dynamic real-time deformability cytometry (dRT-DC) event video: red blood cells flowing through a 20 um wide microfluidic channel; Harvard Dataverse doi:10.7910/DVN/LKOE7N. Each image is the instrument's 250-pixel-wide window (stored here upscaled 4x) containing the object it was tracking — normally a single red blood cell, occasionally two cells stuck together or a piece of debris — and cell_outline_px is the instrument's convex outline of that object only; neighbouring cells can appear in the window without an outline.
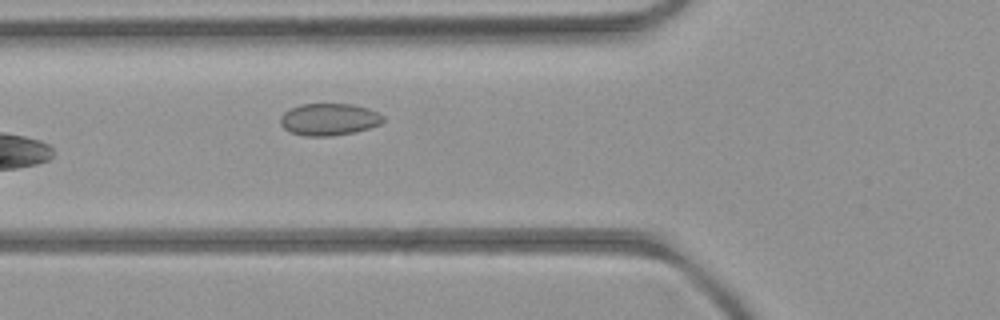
{"species": "common noctule bat (a hibernating species)", "species_latin": "Nyctalus noctula", "temperature_condition": "room temperature", "stored_images_in_passage": 5, "camera_frame_rate_fps": 3000, "um_per_image_px": 0.085, "animal": {"sex": "female", "body_mass_g": 21.9}, "frame": {"image": 1, "passage_image": 5, "time_ms": 5.333, "image_size_px": [1000, 320], "cell_outline_px": [[384, 120], [380, 124], [368, 128], [352, 132], [332, 136], [304, 136], [292, 132], [284, 128], [280, 124], [280, 116], [284, 112], [300, 104], [352, 104], [368, 108], [384, 116]], "centroid_in_image_um": [27.95, 10.14], "position_along_channel_um": 97.8, "area_um2": 19.07}}